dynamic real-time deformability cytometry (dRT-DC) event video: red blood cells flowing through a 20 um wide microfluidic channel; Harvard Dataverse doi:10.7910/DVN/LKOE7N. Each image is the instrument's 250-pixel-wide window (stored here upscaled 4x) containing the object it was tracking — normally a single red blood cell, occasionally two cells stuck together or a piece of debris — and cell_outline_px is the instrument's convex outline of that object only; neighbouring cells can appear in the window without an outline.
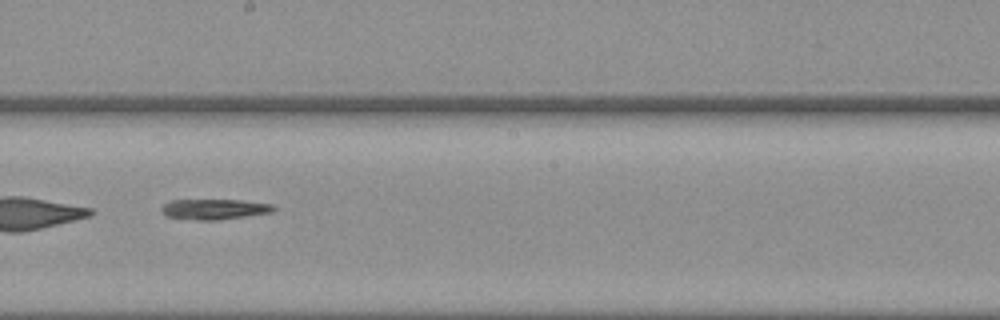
{"species": "common noctule bat (a hibernating species)", "species_latin": "Nyctalus noctula", "temperature_condition": "warm", "stored_images_in_passage": 55, "camera_frame_rate_fps": 3000, "um_per_image_px": 0.085, "animal": {"sex": "female", "body_mass_g": 19.3, "forearm_length_mm": 54.1}, "frame": {"image": 1, "passage_image": 32, "time_ms": 10.333, "image_size_px": [1000, 320], "cell_outline_px": [[276, 208], [272, 212], [216, 220], [196, 220], [164, 216], [160, 212], [160, 208], [168, 200], [240, 200], [272, 204]], "centroid_in_image_um": [18.14, 17.78], "position_along_channel_um": 230.1, "area_um2": 13.35}, "authors_computed_cell_mechanics": {"area_um2": 15.2014, "velocity_mm_per_s": 3.6644, "shape_relaxation_time_tau1_ms": null, "shape_relaxation_time_tau2_ms": 9.9409, "deformation_change_tau1": null, "deformation_change_tau2": 0.2205}}